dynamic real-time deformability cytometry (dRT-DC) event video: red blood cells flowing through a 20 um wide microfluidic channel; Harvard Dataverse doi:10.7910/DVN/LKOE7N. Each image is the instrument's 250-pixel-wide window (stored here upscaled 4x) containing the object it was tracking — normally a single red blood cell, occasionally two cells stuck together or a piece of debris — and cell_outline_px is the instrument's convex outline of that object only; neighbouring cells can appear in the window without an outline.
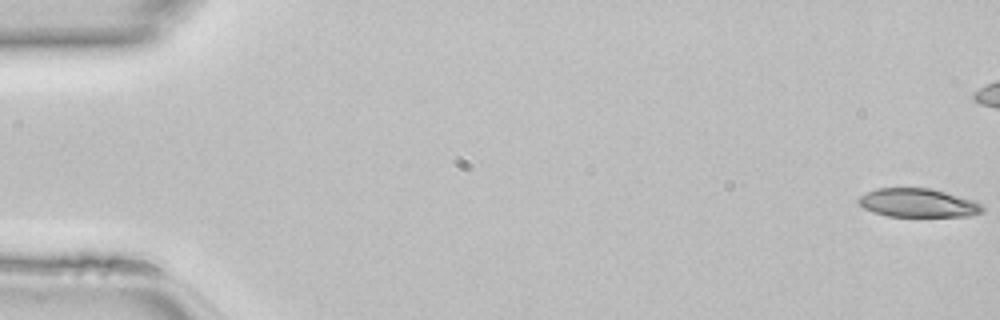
{"species": "common noctule bat (a hibernating species)", "species_latin": "Nyctalus noctula", "temperature_condition": "room temperature", "stored_images_in_passage": 49, "camera_frame_rate_fps": 3000, "um_per_image_px": 0.085, "animal": {"sex": "female", "body_mass_g": 22.7, "forearm_length_mm": 54.2}, "frame": {"image": 1, "passage_image": 1, "time_ms": 0.0, "image_size_px": [1000, 320], "cell_outline_px": [[984, 212], [968, 216], [888, 216], [872, 212], [864, 208], [856, 200], [860, 196], [876, 188], [928, 188], [976, 200], [984, 204]], "centroid_in_image_um": [78.07, 17.25], "position_along_channel_um": 6.9, "area_um2": 20.75}}
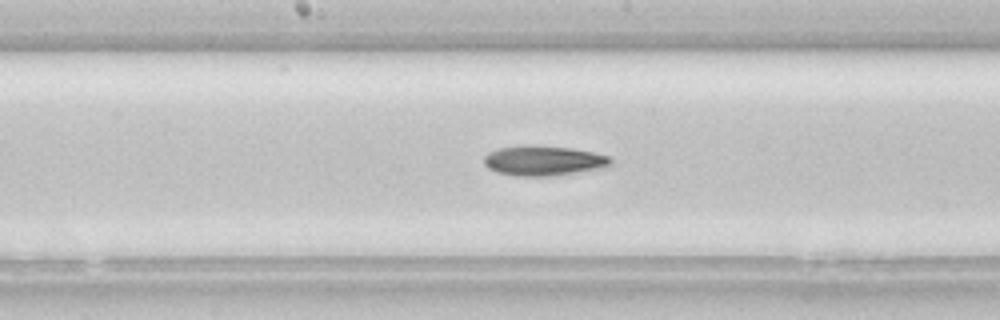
{"frame": {"image": 2, "passage_image": 25, "time_ms": 8.0, "image_size_px": [1000, 320], "cell_outline_px": [[612, 164], [600, 168], [548, 176], [516, 176], [496, 172], [488, 168], [484, 164], [484, 156], [488, 152], [496, 148], [524, 144], [532, 144], [568, 148], [592, 152], [608, 156], [612, 160]], "centroid_in_image_um": [46.11, 13.64], "position_along_channel_um": 202.1, "area_um2": 22.14}}
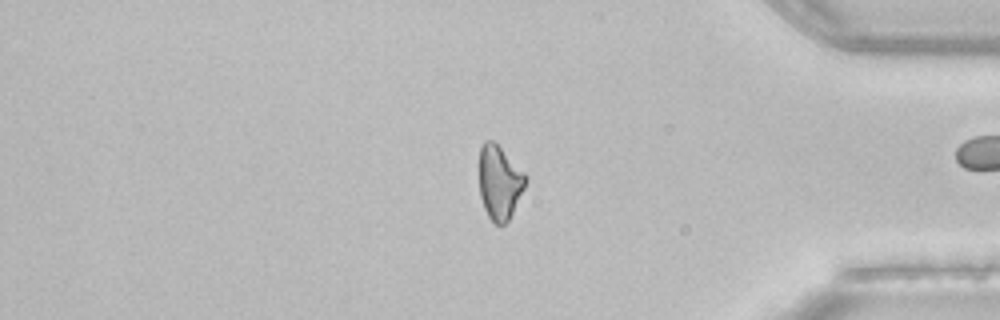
{"frame": {"image": 3, "passage_image": 40, "time_ms": 13.0, "image_size_px": [1000, 320], "cell_outline_px": [[528, 180], [508, 220], [500, 228], [488, 216], [484, 208], [480, 196], [480, 148], [484, 140], [492, 140], [528, 176]], "centroid_in_image_um": [42.46, 15.52], "position_along_channel_um": 392.7, "area_um2": 19.71}}